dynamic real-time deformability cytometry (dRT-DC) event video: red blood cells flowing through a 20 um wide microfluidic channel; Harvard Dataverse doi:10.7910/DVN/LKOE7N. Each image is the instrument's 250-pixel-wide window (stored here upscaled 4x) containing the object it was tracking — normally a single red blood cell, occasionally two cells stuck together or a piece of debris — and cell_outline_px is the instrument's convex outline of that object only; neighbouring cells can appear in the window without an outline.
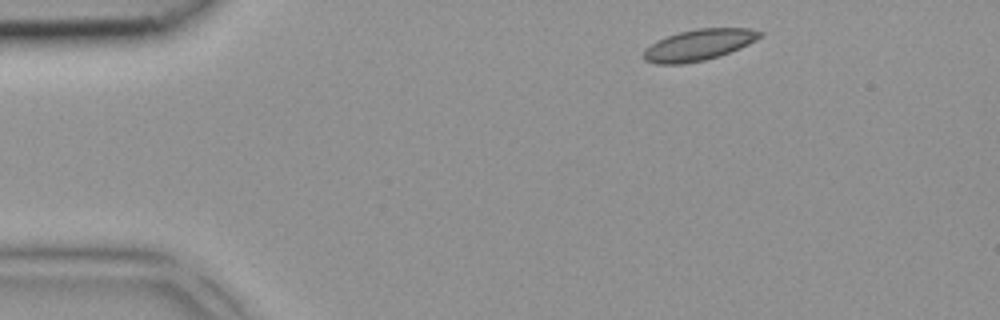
{"species": "common noctule bat (a hibernating species)", "species_latin": "Nyctalus noctula", "temperature_condition": "room temperature", "stored_images_in_passage": 3, "camera_frame_rate_fps": 3000, "um_per_image_px": 0.085, "animal": {"sex": "female", "body_mass_g": 18.4}, "frame": {"image": 1, "passage_image": 1, "time_ms": 0.0, "image_size_px": [1000, 320], "cell_outline_px": [[764, 36], [740, 48], [704, 60], [684, 64], [656, 64], [644, 60], [644, 48], [656, 40], [680, 32], [700, 28], [748, 28], [764, 32]], "centroid_in_image_um": [59.39, 3.81], "position_along_channel_um": 25.6, "area_um2": 21.04}}
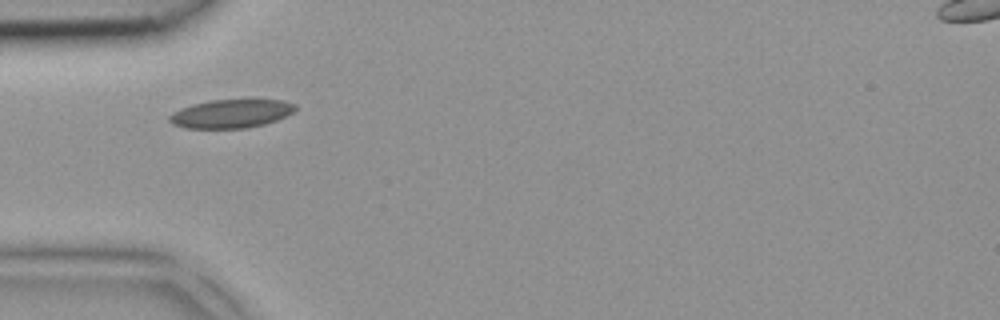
{"frame": {"image": 2, "passage_image": 3, "time_ms": 0.667, "image_size_px": [1000, 320], "cell_outline_px": [[296, 108], [292, 112], [276, 120], [264, 124], [244, 128], [184, 128], [172, 124], [168, 120], [168, 116], [180, 108], [192, 104], [212, 100], [284, 100], [296, 104]], "centroid_in_image_um": [19.61, 9.66], "position_along_channel_um": 65.4, "area_um2": 20.81}}